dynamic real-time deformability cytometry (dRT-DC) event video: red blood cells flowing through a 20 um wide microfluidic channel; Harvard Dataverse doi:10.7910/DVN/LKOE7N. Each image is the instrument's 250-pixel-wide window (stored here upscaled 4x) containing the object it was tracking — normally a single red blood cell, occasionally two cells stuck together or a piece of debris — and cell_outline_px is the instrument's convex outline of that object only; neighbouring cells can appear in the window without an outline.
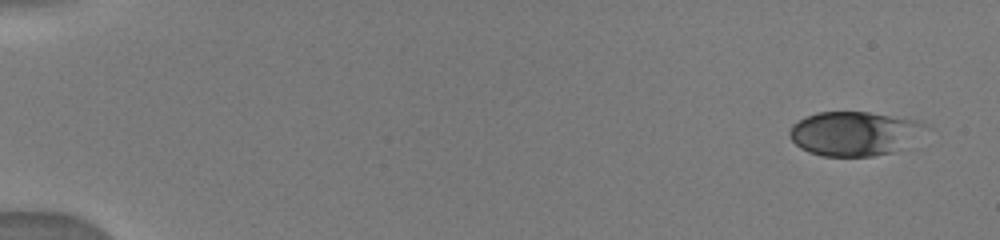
{"species": "human", "species_latin": "Homo sapiens", "temperature_condition": "warm", "stored_images_in_passage": 10, "camera_frame_rate_fps": 3000, "um_per_image_px": 0.085, "donor": {"sex": "male"}, "frame": {"image": 1, "passage_image": 1, "time_ms": 0.0, "image_size_px": [1000, 240], "cell_outline_px": [[936, 128], [892, 152], [872, 156], [820, 156], [808, 152], [800, 148], [788, 136], [788, 132], [792, 124], [816, 112], [868, 112], [916, 120], [928, 124]], "centroid_in_image_um": [72.67, 11.35], "position_along_channel_um": 12.3, "area_um2": 35.37}}